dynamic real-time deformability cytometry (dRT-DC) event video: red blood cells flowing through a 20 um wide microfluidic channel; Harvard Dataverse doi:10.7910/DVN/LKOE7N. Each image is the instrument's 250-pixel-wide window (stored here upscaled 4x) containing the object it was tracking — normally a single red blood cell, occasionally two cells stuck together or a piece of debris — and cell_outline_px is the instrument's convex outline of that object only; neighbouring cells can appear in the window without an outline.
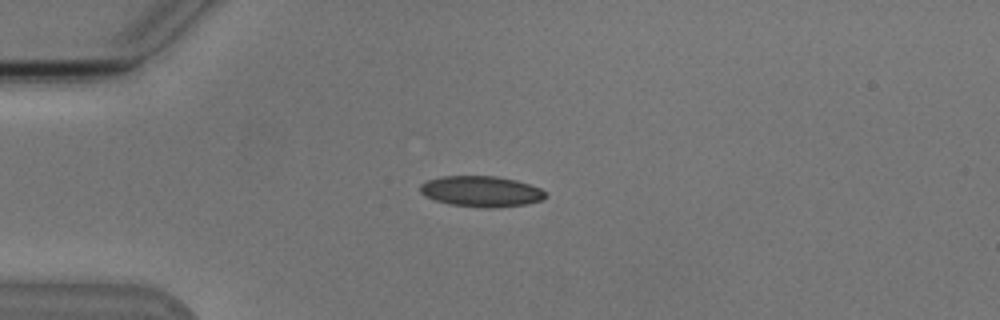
{"species": "Egyptian fruit bat (a non-hibernating species)", "species_latin": "Rousettus aegyptiacus", "temperature_condition": "cold", "stored_images_in_passage": 41, "camera_frame_rate_fps": 3000, "um_per_image_px": 0.085, "animal": {"sex": "male"}, "frame": {"image": 1, "passage_image": 1, "time_ms": 0.0, "image_size_px": [1000, 320], "cell_outline_px": [[548, 196], [540, 200], [528, 204], [496, 208], [484, 208], [448, 204], [424, 196], [420, 192], [420, 184], [428, 180], [444, 176], [496, 176], [516, 180], [540, 188]], "centroid_in_image_um": [40.9, 16.28], "position_along_channel_um": 44.1, "area_um2": 22.54}}
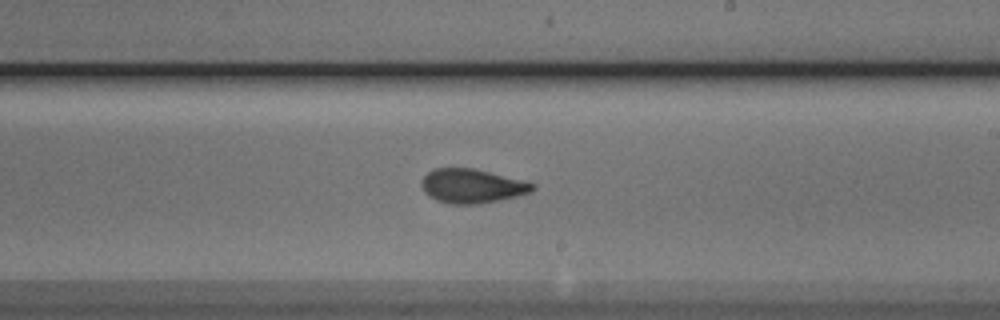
{"frame": {"image": 2, "passage_image": 19, "time_ms": 6.0, "image_size_px": [1000, 320], "cell_outline_px": [[536, 188], [532, 192], [520, 196], [480, 204], [448, 204], [436, 200], [428, 196], [424, 192], [420, 184], [424, 176], [428, 172], [436, 168], [472, 168], [536, 184]], "centroid_in_image_um": [40.11, 15.83], "position_along_channel_um": 248.9, "area_um2": 22.14}}
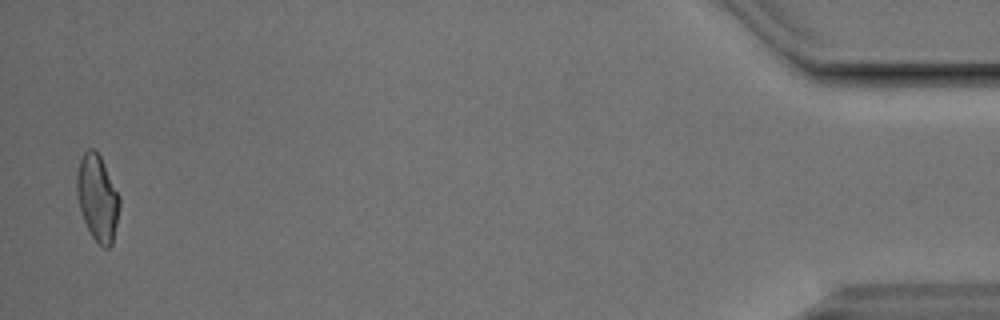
{"frame": {"image": 3, "passage_image": 40, "time_ms": 13.0, "image_size_px": [1000, 320], "cell_outline_px": [[120, 204], [112, 244], [108, 248], [104, 248], [92, 236], [84, 220], [76, 196], [76, 176], [80, 160], [84, 152], [88, 148], [96, 148], [120, 196]], "centroid_in_image_um": [8.28, 16.78], "position_along_channel_um": 426.9, "area_um2": 21.33}, "authors_computed_cell_mechanics": {"area_um2": 21.6172, "velocity_mm_per_s": 3.8099, "shape_relaxation_time_tau1_ms": 3.8671, "shape_relaxation_time_tau2_ms": 1.515, "deformation_change_tau1": 0.1353, "deformation_change_tau2": 0.067}}